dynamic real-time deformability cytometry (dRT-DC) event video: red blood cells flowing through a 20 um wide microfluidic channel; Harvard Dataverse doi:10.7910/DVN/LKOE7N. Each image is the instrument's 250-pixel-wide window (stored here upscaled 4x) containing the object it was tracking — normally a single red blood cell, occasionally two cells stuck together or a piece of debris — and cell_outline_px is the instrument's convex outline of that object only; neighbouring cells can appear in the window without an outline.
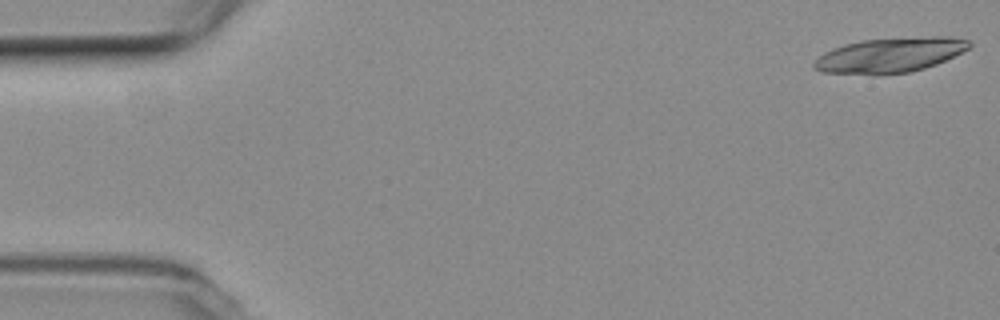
{"species": "common noctule bat (a hibernating species)", "species_latin": "Nyctalus noctula", "temperature_condition": "room temperature", "stored_images_in_passage": 18, "camera_frame_rate_fps": 3000, "um_per_image_px": 0.085, "animal": {"sex": "female", "body_mass_g": 19.3, "forearm_length_mm": 54.1}, "frame": {"image": 1, "passage_image": 1, "time_ms": 0.0, "image_size_px": [1000, 320], "cell_outline_px": [[972, 44], [968, 48], [936, 64], [924, 68], [908, 72], [876, 76], [872, 76], [820, 72], [812, 68], [812, 64], [824, 52], [844, 44], [864, 40], [932, 36], [948, 36], [968, 40]], "centroid_in_image_um": [75.58, 4.71], "position_along_channel_um": 9.4, "area_um2": 31.67}}